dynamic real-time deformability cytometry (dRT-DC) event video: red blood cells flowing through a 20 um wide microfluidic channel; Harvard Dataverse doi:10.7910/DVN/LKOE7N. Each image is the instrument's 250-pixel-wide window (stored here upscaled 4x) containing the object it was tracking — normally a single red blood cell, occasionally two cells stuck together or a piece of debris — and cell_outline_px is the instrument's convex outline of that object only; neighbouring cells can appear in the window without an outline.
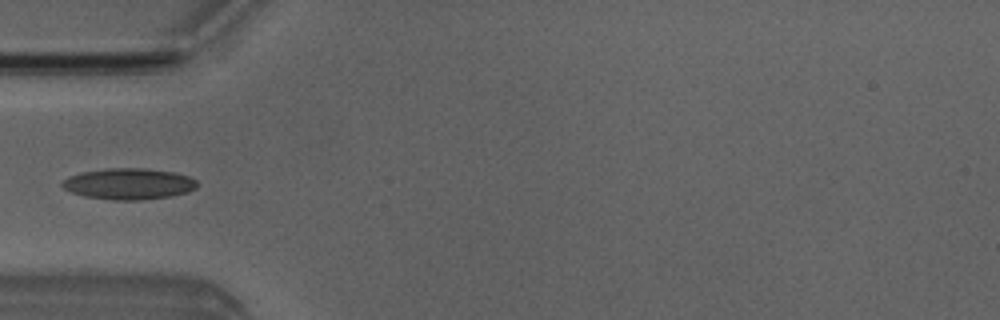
{"species": "Egyptian fruit bat (a non-hibernating species)", "species_latin": "Rousettus aegyptiacus", "temperature_condition": "room temperature", "stored_images_in_passage": 4, "camera_frame_rate_fps": 3000, "um_per_image_px": 0.085, "animal": {"sex": "male"}, "frame": {"image": 1, "passage_image": 4, "time_ms": 3.667, "image_size_px": [1000, 320], "cell_outline_px": [[196, 188], [188, 192], [172, 196], [140, 200], [112, 200], [84, 196], [72, 192], [64, 188], [60, 184], [68, 176], [80, 172], [108, 168], [144, 168], [172, 172], [188, 176], [196, 180]], "centroid_in_image_um": [10.93, 15.63], "position_along_channel_um": 74.1, "area_um2": 24.51}}